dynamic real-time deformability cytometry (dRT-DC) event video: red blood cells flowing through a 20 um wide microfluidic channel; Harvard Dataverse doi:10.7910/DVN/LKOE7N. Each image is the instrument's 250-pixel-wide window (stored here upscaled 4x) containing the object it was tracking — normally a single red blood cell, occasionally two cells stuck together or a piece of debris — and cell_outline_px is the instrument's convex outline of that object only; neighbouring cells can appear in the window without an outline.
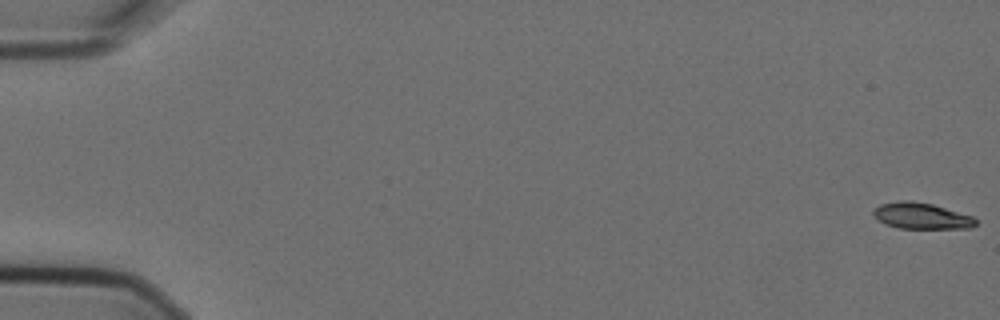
{"species": "Egyptian fruit bat (a non-hibernating species)", "species_latin": "Rousettus aegyptiacus", "temperature_condition": "cold", "stored_images_in_passage": 3, "camera_frame_rate_fps": 3000, "um_per_image_px": 0.085, "animal": {"sex": "female"}, "frame": {"image": 1, "passage_image": 1, "time_ms": 0.0, "image_size_px": [1000, 320], "cell_outline_px": [[976, 224], [972, 228], [900, 228], [888, 224], [880, 220], [872, 212], [880, 204], [900, 200], [908, 200], [932, 204], [972, 216], [976, 220]], "centroid_in_image_um": [78.35, 18.34], "position_along_channel_um": 6.7, "area_um2": 15.26}}